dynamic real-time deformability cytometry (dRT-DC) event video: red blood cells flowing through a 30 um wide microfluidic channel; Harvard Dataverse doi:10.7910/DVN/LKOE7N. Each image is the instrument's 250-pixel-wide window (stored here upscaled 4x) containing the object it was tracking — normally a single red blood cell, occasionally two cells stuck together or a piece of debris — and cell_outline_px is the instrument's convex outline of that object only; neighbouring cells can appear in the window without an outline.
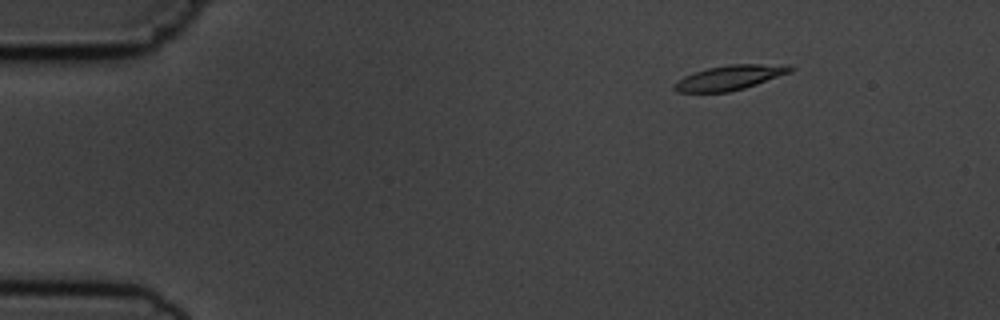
{"species": "common noctule bat (a hibernating species)", "species_latin": "Nyctalus noctula", "temperature_condition": "cold", "stored_images_in_passage": 4, "camera_frame_rate_fps": 3000, "um_per_image_px": 0.085, "animal": {"sex": "male", "body_mass_g": 19.5, "forearm_length_mm": 54.6}, "frame": {"image": 1, "passage_image": 2, "time_ms": 1.333, "image_size_px": [1000, 320], "cell_outline_px": [[796, 68], [792, 72], [744, 88], [728, 92], [676, 92], [672, 88], [672, 84], [684, 76], [708, 68], [728, 64], [788, 64]], "centroid_in_image_um": [62.05, 6.59], "position_along_channel_um": 22.9, "area_um2": 16.82}}
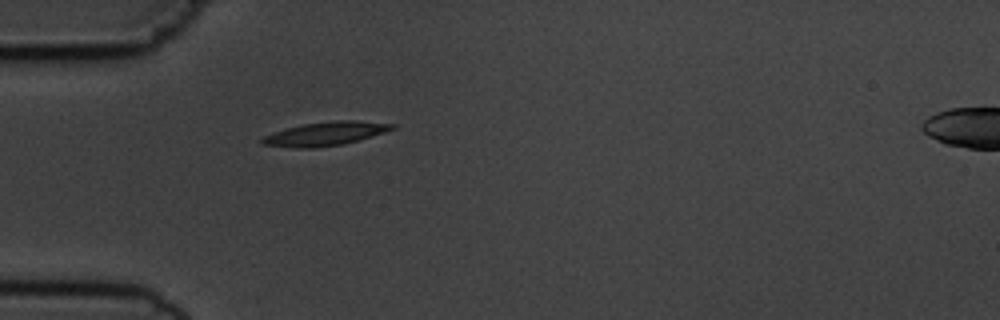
{"frame": {"image": 2, "passage_image": 4, "time_ms": 4.333, "image_size_px": [1000, 320], "cell_outline_px": [[396, 128], [384, 132], [344, 144], [312, 148], [296, 148], [260, 144], [260, 140], [264, 136], [272, 132], [284, 128], [304, 124], [332, 120], [356, 120], [396, 124]], "centroid_in_image_um": [27.62, 11.36], "position_along_channel_um": 57.4, "area_um2": 18.03}}